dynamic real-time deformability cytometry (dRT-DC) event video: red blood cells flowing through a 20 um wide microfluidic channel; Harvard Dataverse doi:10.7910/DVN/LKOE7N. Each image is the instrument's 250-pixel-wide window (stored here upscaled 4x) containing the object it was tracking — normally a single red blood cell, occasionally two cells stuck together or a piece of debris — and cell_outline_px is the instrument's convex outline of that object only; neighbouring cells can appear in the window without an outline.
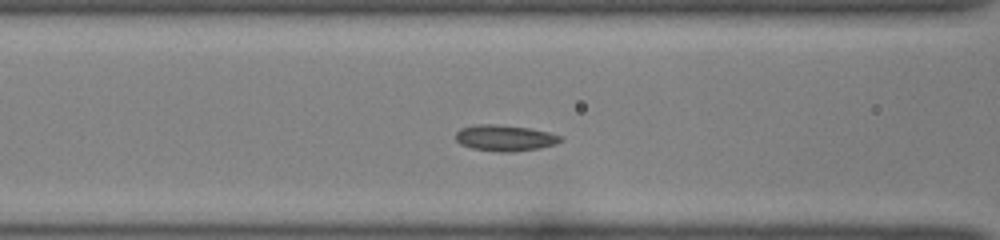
{"species": "common noctule bat (a hibernating species)", "species_latin": "Nyctalus noctula", "temperature_condition": "room temperature", "stored_images_in_passage": 42, "camera_frame_rate_fps": 3000, "um_per_image_px": 0.085, "animal": {"sex": "female", "body_mass_g": 22.0, "forearm_length_mm": 56.7}, "frame": {"image": 1, "passage_image": 13, "time_ms": 4.0, "image_size_px": [1000, 240], "cell_outline_px": [[564, 140], [556, 144], [540, 148], [512, 152], [500, 152], [472, 148], [460, 144], [456, 140], [456, 132], [460, 128], [476, 124], [500, 124], [528, 128], [548, 132], [564, 136]], "centroid_in_image_um": [42.94, 11.72], "position_along_channel_um": 123.7, "area_um2": 16.13}}
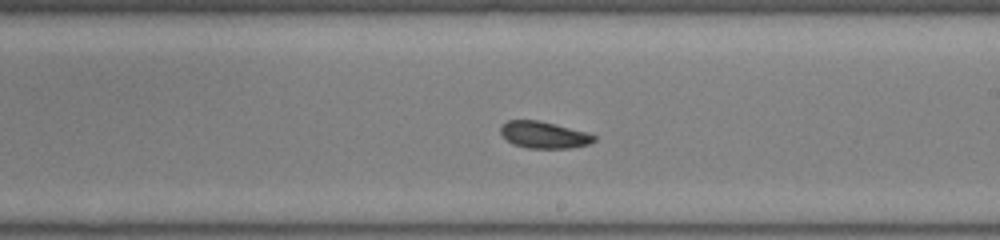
{"frame": {"image": 2, "passage_image": 22, "time_ms": 7.0, "image_size_px": [1000, 240], "cell_outline_px": [[596, 140], [588, 144], [568, 148], [528, 148], [512, 144], [500, 132], [500, 128], [508, 120], [536, 120], [588, 132], [596, 136]], "centroid_in_image_um": [46.24, 11.47], "position_along_channel_um": 242.8, "area_um2": 14.39}}
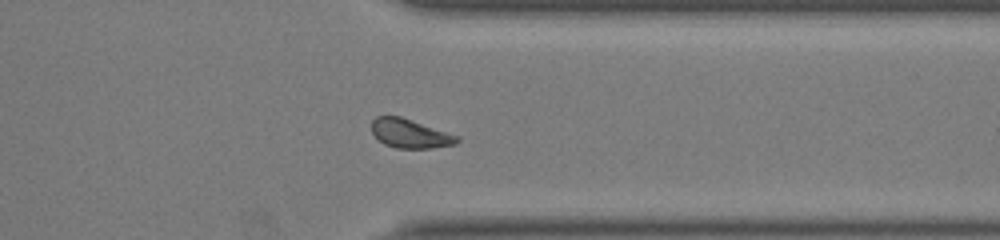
{"frame": {"image": 3, "passage_image": 32, "time_ms": 10.333, "image_size_px": [1000, 240], "cell_outline_px": [[460, 140], [456, 144], [432, 148], [396, 148], [384, 144], [372, 132], [372, 120], [376, 116], [400, 116], [460, 136]], "centroid_in_image_um": [34.88, 11.35], "position_along_channel_um": 376.5, "area_um2": 14.39}, "authors_computed_cell_mechanics": {"area_um2": 14.7968, "velocity_mm_per_s": 3.9863, "shape_relaxation_time_tau1_ms": 8.7784, "shape_relaxation_time_tau2_ms": 6.3923, "deformation_change_tau1": 0.1719, "deformation_change_tau2": 0.124}}